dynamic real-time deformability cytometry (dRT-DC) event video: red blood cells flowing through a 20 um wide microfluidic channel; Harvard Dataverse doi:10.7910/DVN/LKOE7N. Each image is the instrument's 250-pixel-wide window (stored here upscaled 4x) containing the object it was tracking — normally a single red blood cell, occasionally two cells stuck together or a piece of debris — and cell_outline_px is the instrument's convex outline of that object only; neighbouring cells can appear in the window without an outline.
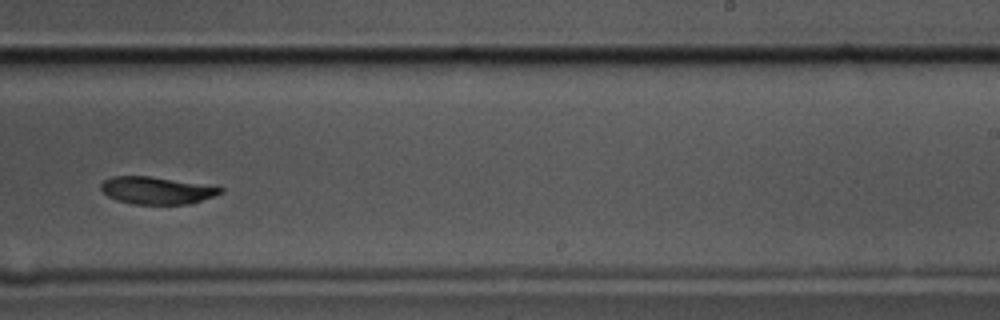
{"species": "common noctule bat (a hibernating species)", "species_latin": "Nyctalus noctula", "temperature_condition": "cold", "stored_images_in_passage": 13, "camera_frame_rate_fps": 3000, "um_per_image_px": 0.085, "animal": {"sex": "male", "body_mass_g": 17.5, "forearm_length_mm": 52.3}, "frame": {"image": 1, "passage_image": 8, "time_ms": 2.333, "image_size_px": [1000, 320], "cell_outline_px": [[224, 192], [188, 204], [132, 204], [116, 200], [108, 196], [100, 188], [100, 184], [104, 180], [112, 176], [148, 176], [220, 184], [224, 188]], "centroid_in_image_um": [13.41, 16.16], "position_along_channel_um": 275.6, "area_um2": 19.59}}
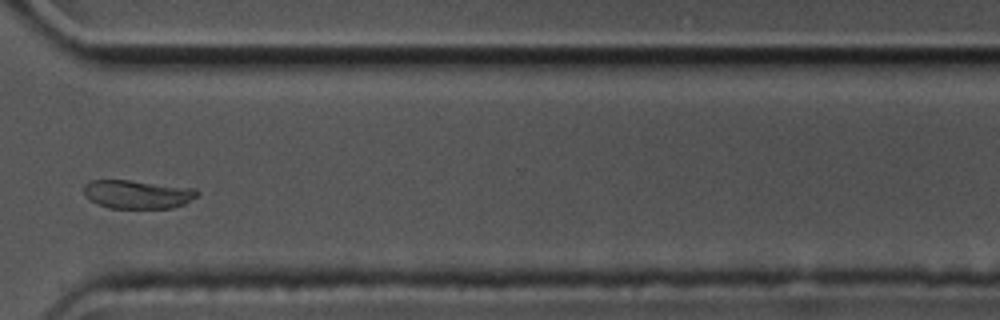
{"frame": {"image": 2, "passage_image": 10, "time_ms": 3.0, "image_size_px": [1000, 320], "cell_outline_px": [[200, 192], [196, 196], [184, 204], [172, 208], [108, 208], [96, 204], [88, 200], [84, 196], [84, 184], [92, 180], [132, 180], [196, 188]], "centroid_in_image_um": [11.66, 16.51], "position_along_channel_um": 358.9, "area_um2": 19.13}}